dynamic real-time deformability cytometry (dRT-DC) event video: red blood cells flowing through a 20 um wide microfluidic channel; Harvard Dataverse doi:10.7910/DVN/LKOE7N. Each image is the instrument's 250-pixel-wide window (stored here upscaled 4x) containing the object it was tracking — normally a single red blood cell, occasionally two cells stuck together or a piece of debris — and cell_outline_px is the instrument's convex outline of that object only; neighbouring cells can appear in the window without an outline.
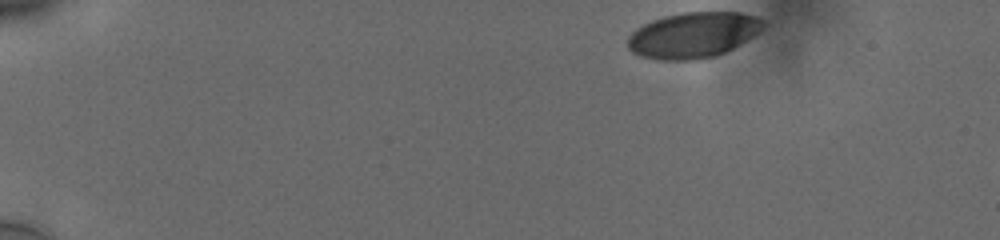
{"species": "human", "species_latin": "Homo sapiens", "temperature_condition": "cold", "stored_images_in_passage": 10, "camera_frame_rate_fps": 3000, "um_per_image_px": 0.085, "donor": {"sex": "male"}, "frame": {"image": 1, "passage_image": 1, "time_ms": 0.0, "image_size_px": [1000, 240], "cell_outline_px": [[764, 24], [752, 36], [732, 48], [716, 56], [696, 60], [656, 60], [640, 56], [632, 52], [628, 48], [628, 36], [636, 28], [652, 20], [664, 16], [684, 12], [740, 12], [756, 16]], "centroid_in_image_um": [58.85, 2.99], "position_along_channel_um": 26.2, "area_um2": 35.84}}